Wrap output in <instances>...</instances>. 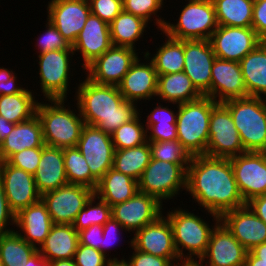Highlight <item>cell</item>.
I'll use <instances>...</instances> for the list:
<instances>
[{
  "label": "cell",
  "instance_id": "cell-22",
  "mask_svg": "<svg viewBox=\"0 0 266 266\" xmlns=\"http://www.w3.org/2000/svg\"><path fill=\"white\" fill-rule=\"evenodd\" d=\"M220 221L247 251L266 242V223L247 204L224 213Z\"/></svg>",
  "mask_w": 266,
  "mask_h": 266
},
{
  "label": "cell",
  "instance_id": "cell-57",
  "mask_svg": "<svg viewBox=\"0 0 266 266\" xmlns=\"http://www.w3.org/2000/svg\"><path fill=\"white\" fill-rule=\"evenodd\" d=\"M15 124L9 122L4 117L0 115V144L5 140L9 133L14 128Z\"/></svg>",
  "mask_w": 266,
  "mask_h": 266
},
{
  "label": "cell",
  "instance_id": "cell-20",
  "mask_svg": "<svg viewBox=\"0 0 266 266\" xmlns=\"http://www.w3.org/2000/svg\"><path fill=\"white\" fill-rule=\"evenodd\" d=\"M48 20L72 46L91 14L88 0H51L48 2Z\"/></svg>",
  "mask_w": 266,
  "mask_h": 266
},
{
  "label": "cell",
  "instance_id": "cell-28",
  "mask_svg": "<svg viewBox=\"0 0 266 266\" xmlns=\"http://www.w3.org/2000/svg\"><path fill=\"white\" fill-rule=\"evenodd\" d=\"M42 124L37 116L15 124L12 131L0 144V162L7 161L13 154L26 148L43 147Z\"/></svg>",
  "mask_w": 266,
  "mask_h": 266
},
{
  "label": "cell",
  "instance_id": "cell-4",
  "mask_svg": "<svg viewBox=\"0 0 266 266\" xmlns=\"http://www.w3.org/2000/svg\"><path fill=\"white\" fill-rule=\"evenodd\" d=\"M231 113L246 152H266V98H233L222 102Z\"/></svg>",
  "mask_w": 266,
  "mask_h": 266
},
{
  "label": "cell",
  "instance_id": "cell-43",
  "mask_svg": "<svg viewBox=\"0 0 266 266\" xmlns=\"http://www.w3.org/2000/svg\"><path fill=\"white\" fill-rule=\"evenodd\" d=\"M164 0H123V10L137 17L144 19L147 23L153 17H158L155 20L156 25L161 31L165 25V20L161 19L156 13L160 12Z\"/></svg>",
  "mask_w": 266,
  "mask_h": 266
},
{
  "label": "cell",
  "instance_id": "cell-36",
  "mask_svg": "<svg viewBox=\"0 0 266 266\" xmlns=\"http://www.w3.org/2000/svg\"><path fill=\"white\" fill-rule=\"evenodd\" d=\"M151 159L150 144L146 143L128 149H115L113 168L139 181Z\"/></svg>",
  "mask_w": 266,
  "mask_h": 266
},
{
  "label": "cell",
  "instance_id": "cell-8",
  "mask_svg": "<svg viewBox=\"0 0 266 266\" xmlns=\"http://www.w3.org/2000/svg\"><path fill=\"white\" fill-rule=\"evenodd\" d=\"M188 165L150 159L138 181L139 192L154 196L161 204L173 199L181 188L186 190Z\"/></svg>",
  "mask_w": 266,
  "mask_h": 266
},
{
  "label": "cell",
  "instance_id": "cell-18",
  "mask_svg": "<svg viewBox=\"0 0 266 266\" xmlns=\"http://www.w3.org/2000/svg\"><path fill=\"white\" fill-rule=\"evenodd\" d=\"M216 56L209 40H184V70L196 89L211 98V69Z\"/></svg>",
  "mask_w": 266,
  "mask_h": 266
},
{
  "label": "cell",
  "instance_id": "cell-49",
  "mask_svg": "<svg viewBox=\"0 0 266 266\" xmlns=\"http://www.w3.org/2000/svg\"><path fill=\"white\" fill-rule=\"evenodd\" d=\"M129 243L134 250L128 260L131 266H175L169 259L141 252L132 246V241Z\"/></svg>",
  "mask_w": 266,
  "mask_h": 266
},
{
  "label": "cell",
  "instance_id": "cell-50",
  "mask_svg": "<svg viewBox=\"0 0 266 266\" xmlns=\"http://www.w3.org/2000/svg\"><path fill=\"white\" fill-rule=\"evenodd\" d=\"M15 215L16 214L10 209L7 197L5 195L4 186L0 180V234L14 231L13 228L10 229L8 225L15 226Z\"/></svg>",
  "mask_w": 266,
  "mask_h": 266
},
{
  "label": "cell",
  "instance_id": "cell-44",
  "mask_svg": "<svg viewBox=\"0 0 266 266\" xmlns=\"http://www.w3.org/2000/svg\"><path fill=\"white\" fill-rule=\"evenodd\" d=\"M46 31L37 38V47L39 48V54L53 51V50H63V49H72V46L64 39L61 33L57 28L51 23L50 20H47Z\"/></svg>",
  "mask_w": 266,
  "mask_h": 266
},
{
  "label": "cell",
  "instance_id": "cell-10",
  "mask_svg": "<svg viewBox=\"0 0 266 266\" xmlns=\"http://www.w3.org/2000/svg\"><path fill=\"white\" fill-rule=\"evenodd\" d=\"M74 54L73 49H63L45 52L37 56L39 58L40 87L45 99L67 100L71 71L70 58Z\"/></svg>",
  "mask_w": 266,
  "mask_h": 266
},
{
  "label": "cell",
  "instance_id": "cell-14",
  "mask_svg": "<svg viewBox=\"0 0 266 266\" xmlns=\"http://www.w3.org/2000/svg\"><path fill=\"white\" fill-rule=\"evenodd\" d=\"M85 158L91 174L99 180L113 168L115 148L110 134L85 124L76 146Z\"/></svg>",
  "mask_w": 266,
  "mask_h": 266
},
{
  "label": "cell",
  "instance_id": "cell-6",
  "mask_svg": "<svg viewBox=\"0 0 266 266\" xmlns=\"http://www.w3.org/2000/svg\"><path fill=\"white\" fill-rule=\"evenodd\" d=\"M166 215L171 223L174 245L180 260H200L207 250L213 228L219 222H214L212 227L198 215L179 207ZM184 249L188 251L187 255L183 253Z\"/></svg>",
  "mask_w": 266,
  "mask_h": 266
},
{
  "label": "cell",
  "instance_id": "cell-48",
  "mask_svg": "<svg viewBox=\"0 0 266 266\" xmlns=\"http://www.w3.org/2000/svg\"><path fill=\"white\" fill-rule=\"evenodd\" d=\"M176 123H154L146 131L148 142L174 141L177 140ZM150 131V132H149Z\"/></svg>",
  "mask_w": 266,
  "mask_h": 266
},
{
  "label": "cell",
  "instance_id": "cell-17",
  "mask_svg": "<svg viewBox=\"0 0 266 266\" xmlns=\"http://www.w3.org/2000/svg\"><path fill=\"white\" fill-rule=\"evenodd\" d=\"M162 205L154 196L138 191L129 200L111 206V215L125 232H136L162 215Z\"/></svg>",
  "mask_w": 266,
  "mask_h": 266
},
{
  "label": "cell",
  "instance_id": "cell-3",
  "mask_svg": "<svg viewBox=\"0 0 266 266\" xmlns=\"http://www.w3.org/2000/svg\"><path fill=\"white\" fill-rule=\"evenodd\" d=\"M46 101L51 104L38 102L36 109L42 124L44 144L61 149L76 147L85 125L80 112H73L69 106L66 108L64 99Z\"/></svg>",
  "mask_w": 266,
  "mask_h": 266
},
{
  "label": "cell",
  "instance_id": "cell-23",
  "mask_svg": "<svg viewBox=\"0 0 266 266\" xmlns=\"http://www.w3.org/2000/svg\"><path fill=\"white\" fill-rule=\"evenodd\" d=\"M150 58L149 51L144 54V60H149V63H141L138 57L118 85L125 100L137 104L156 96L158 74Z\"/></svg>",
  "mask_w": 266,
  "mask_h": 266
},
{
  "label": "cell",
  "instance_id": "cell-63",
  "mask_svg": "<svg viewBox=\"0 0 266 266\" xmlns=\"http://www.w3.org/2000/svg\"><path fill=\"white\" fill-rule=\"evenodd\" d=\"M176 266H206V265H203V263H201L199 260H193V261L184 260L180 261V263H178Z\"/></svg>",
  "mask_w": 266,
  "mask_h": 266
},
{
  "label": "cell",
  "instance_id": "cell-41",
  "mask_svg": "<svg viewBox=\"0 0 266 266\" xmlns=\"http://www.w3.org/2000/svg\"><path fill=\"white\" fill-rule=\"evenodd\" d=\"M111 217V206L93 194L78 213L73 226L79 232L92 225L103 226Z\"/></svg>",
  "mask_w": 266,
  "mask_h": 266
},
{
  "label": "cell",
  "instance_id": "cell-29",
  "mask_svg": "<svg viewBox=\"0 0 266 266\" xmlns=\"http://www.w3.org/2000/svg\"><path fill=\"white\" fill-rule=\"evenodd\" d=\"M79 244V234L73 224H53L38 251L48 262L74 259Z\"/></svg>",
  "mask_w": 266,
  "mask_h": 266
},
{
  "label": "cell",
  "instance_id": "cell-47",
  "mask_svg": "<svg viewBox=\"0 0 266 266\" xmlns=\"http://www.w3.org/2000/svg\"><path fill=\"white\" fill-rule=\"evenodd\" d=\"M110 259L117 258H107V256L98 249L83 244H78L74 256L76 266H107Z\"/></svg>",
  "mask_w": 266,
  "mask_h": 266
},
{
  "label": "cell",
  "instance_id": "cell-34",
  "mask_svg": "<svg viewBox=\"0 0 266 266\" xmlns=\"http://www.w3.org/2000/svg\"><path fill=\"white\" fill-rule=\"evenodd\" d=\"M32 90L24 88L20 93L0 96V115L9 122L18 124L36 115L38 100Z\"/></svg>",
  "mask_w": 266,
  "mask_h": 266
},
{
  "label": "cell",
  "instance_id": "cell-46",
  "mask_svg": "<svg viewBox=\"0 0 266 266\" xmlns=\"http://www.w3.org/2000/svg\"><path fill=\"white\" fill-rule=\"evenodd\" d=\"M91 14L110 24L123 10V0H88Z\"/></svg>",
  "mask_w": 266,
  "mask_h": 266
},
{
  "label": "cell",
  "instance_id": "cell-51",
  "mask_svg": "<svg viewBox=\"0 0 266 266\" xmlns=\"http://www.w3.org/2000/svg\"><path fill=\"white\" fill-rule=\"evenodd\" d=\"M121 229L122 231H124L123 230L124 227L118 221L114 220L112 217L103 225V236H102V245H100V252H102L105 256L108 257L106 251L110 247H112V244H114L115 241L119 238L118 232L120 233Z\"/></svg>",
  "mask_w": 266,
  "mask_h": 266
},
{
  "label": "cell",
  "instance_id": "cell-13",
  "mask_svg": "<svg viewBox=\"0 0 266 266\" xmlns=\"http://www.w3.org/2000/svg\"><path fill=\"white\" fill-rule=\"evenodd\" d=\"M136 51L130 47L112 45L85 69L88 73L86 77L99 85L118 86L138 58Z\"/></svg>",
  "mask_w": 266,
  "mask_h": 266
},
{
  "label": "cell",
  "instance_id": "cell-62",
  "mask_svg": "<svg viewBox=\"0 0 266 266\" xmlns=\"http://www.w3.org/2000/svg\"><path fill=\"white\" fill-rule=\"evenodd\" d=\"M107 266H131L128 261H126L124 258L119 259H110L107 263Z\"/></svg>",
  "mask_w": 266,
  "mask_h": 266
},
{
  "label": "cell",
  "instance_id": "cell-35",
  "mask_svg": "<svg viewBox=\"0 0 266 266\" xmlns=\"http://www.w3.org/2000/svg\"><path fill=\"white\" fill-rule=\"evenodd\" d=\"M219 26L251 27L254 0H213Z\"/></svg>",
  "mask_w": 266,
  "mask_h": 266
},
{
  "label": "cell",
  "instance_id": "cell-16",
  "mask_svg": "<svg viewBox=\"0 0 266 266\" xmlns=\"http://www.w3.org/2000/svg\"><path fill=\"white\" fill-rule=\"evenodd\" d=\"M131 241L135 249L167 258L175 266L179 263L178 261H181L174 245L171 223L163 214L154 222L134 232Z\"/></svg>",
  "mask_w": 266,
  "mask_h": 266
},
{
  "label": "cell",
  "instance_id": "cell-19",
  "mask_svg": "<svg viewBox=\"0 0 266 266\" xmlns=\"http://www.w3.org/2000/svg\"><path fill=\"white\" fill-rule=\"evenodd\" d=\"M0 180L10 209L15 214L41 200L33 174L16 168L7 161L0 162Z\"/></svg>",
  "mask_w": 266,
  "mask_h": 266
},
{
  "label": "cell",
  "instance_id": "cell-42",
  "mask_svg": "<svg viewBox=\"0 0 266 266\" xmlns=\"http://www.w3.org/2000/svg\"><path fill=\"white\" fill-rule=\"evenodd\" d=\"M149 144L151 159L175 164H189L193 158L178 140L149 142Z\"/></svg>",
  "mask_w": 266,
  "mask_h": 266
},
{
  "label": "cell",
  "instance_id": "cell-45",
  "mask_svg": "<svg viewBox=\"0 0 266 266\" xmlns=\"http://www.w3.org/2000/svg\"><path fill=\"white\" fill-rule=\"evenodd\" d=\"M41 158V147L26 148L21 152L13 154L7 162L19 169H23L25 172L34 174L39 165Z\"/></svg>",
  "mask_w": 266,
  "mask_h": 266
},
{
  "label": "cell",
  "instance_id": "cell-55",
  "mask_svg": "<svg viewBox=\"0 0 266 266\" xmlns=\"http://www.w3.org/2000/svg\"><path fill=\"white\" fill-rule=\"evenodd\" d=\"M17 76L12 70L0 67V96L20 93L24 88L16 86Z\"/></svg>",
  "mask_w": 266,
  "mask_h": 266
},
{
  "label": "cell",
  "instance_id": "cell-5",
  "mask_svg": "<svg viewBox=\"0 0 266 266\" xmlns=\"http://www.w3.org/2000/svg\"><path fill=\"white\" fill-rule=\"evenodd\" d=\"M218 102L208 96L177 104V140L192 156L206 155L212 108Z\"/></svg>",
  "mask_w": 266,
  "mask_h": 266
},
{
  "label": "cell",
  "instance_id": "cell-64",
  "mask_svg": "<svg viewBox=\"0 0 266 266\" xmlns=\"http://www.w3.org/2000/svg\"><path fill=\"white\" fill-rule=\"evenodd\" d=\"M262 44L266 47V36L261 39Z\"/></svg>",
  "mask_w": 266,
  "mask_h": 266
},
{
  "label": "cell",
  "instance_id": "cell-56",
  "mask_svg": "<svg viewBox=\"0 0 266 266\" xmlns=\"http://www.w3.org/2000/svg\"><path fill=\"white\" fill-rule=\"evenodd\" d=\"M246 204L261 220L266 223V194L252 198Z\"/></svg>",
  "mask_w": 266,
  "mask_h": 266
},
{
  "label": "cell",
  "instance_id": "cell-38",
  "mask_svg": "<svg viewBox=\"0 0 266 266\" xmlns=\"http://www.w3.org/2000/svg\"><path fill=\"white\" fill-rule=\"evenodd\" d=\"M37 251L38 248L26 242L18 231L0 234L2 266H23Z\"/></svg>",
  "mask_w": 266,
  "mask_h": 266
},
{
  "label": "cell",
  "instance_id": "cell-31",
  "mask_svg": "<svg viewBox=\"0 0 266 266\" xmlns=\"http://www.w3.org/2000/svg\"><path fill=\"white\" fill-rule=\"evenodd\" d=\"M156 96L168 104H183L199 99L203 95L196 89L192 80L182 71L158 75Z\"/></svg>",
  "mask_w": 266,
  "mask_h": 266
},
{
  "label": "cell",
  "instance_id": "cell-15",
  "mask_svg": "<svg viewBox=\"0 0 266 266\" xmlns=\"http://www.w3.org/2000/svg\"><path fill=\"white\" fill-rule=\"evenodd\" d=\"M209 41L216 58L236 62H240L261 43L252 27L219 25Z\"/></svg>",
  "mask_w": 266,
  "mask_h": 266
},
{
  "label": "cell",
  "instance_id": "cell-12",
  "mask_svg": "<svg viewBox=\"0 0 266 266\" xmlns=\"http://www.w3.org/2000/svg\"><path fill=\"white\" fill-rule=\"evenodd\" d=\"M94 194L83 185L66 184L41 196L54 224H73L78 213Z\"/></svg>",
  "mask_w": 266,
  "mask_h": 266
},
{
  "label": "cell",
  "instance_id": "cell-9",
  "mask_svg": "<svg viewBox=\"0 0 266 266\" xmlns=\"http://www.w3.org/2000/svg\"><path fill=\"white\" fill-rule=\"evenodd\" d=\"M245 152L231 113L222 102H218L210 115L206 155L231 158Z\"/></svg>",
  "mask_w": 266,
  "mask_h": 266
},
{
  "label": "cell",
  "instance_id": "cell-27",
  "mask_svg": "<svg viewBox=\"0 0 266 266\" xmlns=\"http://www.w3.org/2000/svg\"><path fill=\"white\" fill-rule=\"evenodd\" d=\"M53 224L46 205L42 200L29 205L15 215V225L22 231L19 233L20 236L35 248L44 243Z\"/></svg>",
  "mask_w": 266,
  "mask_h": 266
},
{
  "label": "cell",
  "instance_id": "cell-39",
  "mask_svg": "<svg viewBox=\"0 0 266 266\" xmlns=\"http://www.w3.org/2000/svg\"><path fill=\"white\" fill-rule=\"evenodd\" d=\"M63 158L68 183L83 185L95 190L98 180L91 174L79 149L77 147L64 148Z\"/></svg>",
  "mask_w": 266,
  "mask_h": 266
},
{
  "label": "cell",
  "instance_id": "cell-11",
  "mask_svg": "<svg viewBox=\"0 0 266 266\" xmlns=\"http://www.w3.org/2000/svg\"><path fill=\"white\" fill-rule=\"evenodd\" d=\"M245 203L266 194V152H245L230 158Z\"/></svg>",
  "mask_w": 266,
  "mask_h": 266
},
{
  "label": "cell",
  "instance_id": "cell-26",
  "mask_svg": "<svg viewBox=\"0 0 266 266\" xmlns=\"http://www.w3.org/2000/svg\"><path fill=\"white\" fill-rule=\"evenodd\" d=\"M33 176L41 196L68 184L63 149L46 145L41 147V158Z\"/></svg>",
  "mask_w": 266,
  "mask_h": 266
},
{
  "label": "cell",
  "instance_id": "cell-60",
  "mask_svg": "<svg viewBox=\"0 0 266 266\" xmlns=\"http://www.w3.org/2000/svg\"><path fill=\"white\" fill-rule=\"evenodd\" d=\"M244 266H266V262H259V258L251 251H247Z\"/></svg>",
  "mask_w": 266,
  "mask_h": 266
},
{
  "label": "cell",
  "instance_id": "cell-21",
  "mask_svg": "<svg viewBox=\"0 0 266 266\" xmlns=\"http://www.w3.org/2000/svg\"><path fill=\"white\" fill-rule=\"evenodd\" d=\"M246 254L244 246L220 221L213 228L207 250L199 261L208 260L207 266H244Z\"/></svg>",
  "mask_w": 266,
  "mask_h": 266
},
{
  "label": "cell",
  "instance_id": "cell-2",
  "mask_svg": "<svg viewBox=\"0 0 266 266\" xmlns=\"http://www.w3.org/2000/svg\"><path fill=\"white\" fill-rule=\"evenodd\" d=\"M77 88L75 101L84 123L110 135L140 112L137 104L124 99L118 86L99 85L86 77Z\"/></svg>",
  "mask_w": 266,
  "mask_h": 266
},
{
  "label": "cell",
  "instance_id": "cell-52",
  "mask_svg": "<svg viewBox=\"0 0 266 266\" xmlns=\"http://www.w3.org/2000/svg\"><path fill=\"white\" fill-rule=\"evenodd\" d=\"M252 28L260 39L266 36V0H254Z\"/></svg>",
  "mask_w": 266,
  "mask_h": 266
},
{
  "label": "cell",
  "instance_id": "cell-1",
  "mask_svg": "<svg viewBox=\"0 0 266 266\" xmlns=\"http://www.w3.org/2000/svg\"><path fill=\"white\" fill-rule=\"evenodd\" d=\"M215 222L231 210L246 205L235 180L230 158L193 156L187 168L186 192Z\"/></svg>",
  "mask_w": 266,
  "mask_h": 266
},
{
  "label": "cell",
  "instance_id": "cell-25",
  "mask_svg": "<svg viewBox=\"0 0 266 266\" xmlns=\"http://www.w3.org/2000/svg\"><path fill=\"white\" fill-rule=\"evenodd\" d=\"M111 46L109 24L98 16L90 14L72 45V49L74 53L80 52L82 55V70H85Z\"/></svg>",
  "mask_w": 266,
  "mask_h": 266
},
{
  "label": "cell",
  "instance_id": "cell-53",
  "mask_svg": "<svg viewBox=\"0 0 266 266\" xmlns=\"http://www.w3.org/2000/svg\"><path fill=\"white\" fill-rule=\"evenodd\" d=\"M154 107L150 115L148 114L146 119V130L154 123L164 124V123H176L177 121V112L171 111L167 106L159 105Z\"/></svg>",
  "mask_w": 266,
  "mask_h": 266
},
{
  "label": "cell",
  "instance_id": "cell-40",
  "mask_svg": "<svg viewBox=\"0 0 266 266\" xmlns=\"http://www.w3.org/2000/svg\"><path fill=\"white\" fill-rule=\"evenodd\" d=\"M138 113L130 121L123 123L112 134V142L115 149H128L140 146L147 142V131L141 116ZM143 124V125H142Z\"/></svg>",
  "mask_w": 266,
  "mask_h": 266
},
{
  "label": "cell",
  "instance_id": "cell-54",
  "mask_svg": "<svg viewBox=\"0 0 266 266\" xmlns=\"http://www.w3.org/2000/svg\"><path fill=\"white\" fill-rule=\"evenodd\" d=\"M79 244H83L100 251L102 245L103 226L92 225L78 232Z\"/></svg>",
  "mask_w": 266,
  "mask_h": 266
},
{
  "label": "cell",
  "instance_id": "cell-30",
  "mask_svg": "<svg viewBox=\"0 0 266 266\" xmlns=\"http://www.w3.org/2000/svg\"><path fill=\"white\" fill-rule=\"evenodd\" d=\"M138 191L137 180L111 168L98 180L94 194L113 206L129 200Z\"/></svg>",
  "mask_w": 266,
  "mask_h": 266
},
{
  "label": "cell",
  "instance_id": "cell-37",
  "mask_svg": "<svg viewBox=\"0 0 266 266\" xmlns=\"http://www.w3.org/2000/svg\"><path fill=\"white\" fill-rule=\"evenodd\" d=\"M165 42L156 48L151 58L158 75L182 72L184 70V40L174 39L165 34Z\"/></svg>",
  "mask_w": 266,
  "mask_h": 266
},
{
  "label": "cell",
  "instance_id": "cell-33",
  "mask_svg": "<svg viewBox=\"0 0 266 266\" xmlns=\"http://www.w3.org/2000/svg\"><path fill=\"white\" fill-rule=\"evenodd\" d=\"M148 23L129 12H122L109 24L113 46L130 47L136 50L135 42L146 33Z\"/></svg>",
  "mask_w": 266,
  "mask_h": 266
},
{
  "label": "cell",
  "instance_id": "cell-58",
  "mask_svg": "<svg viewBox=\"0 0 266 266\" xmlns=\"http://www.w3.org/2000/svg\"><path fill=\"white\" fill-rule=\"evenodd\" d=\"M23 266H49L48 261L42 257L39 251L32 255Z\"/></svg>",
  "mask_w": 266,
  "mask_h": 266
},
{
  "label": "cell",
  "instance_id": "cell-61",
  "mask_svg": "<svg viewBox=\"0 0 266 266\" xmlns=\"http://www.w3.org/2000/svg\"><path fill=\"white\" fill-rule=\"evenodd\" d=\"M49 266H76L74 259H61L49 261Z\"/></svg>",
  "mask_w": 266,
  "mask_h": 266
},
{
  "label": "cell",
  "instance_id": "cell-7",
  "mask_svg": "<svg viewBox=\"0 0 266 266\" xmlns=\"http://www.w3.org/2000/svg\"><path fill=\"white\" fill-rule=\"evenodd\" d=\"M187 1L176 25L166 21L162 33L178 40H209L218 27L213 1Z\"/></svg>",
  "mask_w": 266,
  "mask_h": 266
},
{
  "label": "cell",
  "instance_id": "cell-32",
  "mask_svg": "<svg viewBox=\"0 0 266 266\" xmlns=\"http://www.w3.org/2000/svg\"><path fill=\"white\" fill-rule=\"evenodd\" d=\"M248 96L266 98V47L261 43L241 61Z\"/></svg>",
  "mask_w": 266,
  "mask_h": 266
},
{
  "label": "cell",
  "instance_id": "cell-24",
  "mask_svg": "<svg viewBox=\"0 0 266 266\" xmlns=\"http://www.w3.org/2000/svg\"><path fill=\"white\" fill-rule=\"evenodd\" d=\"M248 97L240 62L216 58L211 69V99L224 102Z\"/></svg>",
  "mask_w": 266,
  "mask_h": 266
},
{
  "label": "cell",
  "instance_id": "cell-59",
  "mask_svg": "<svg viewBox=\"0 0 266 266\" xmlns=\"http://www.w3.org/2000/svg\"><path fill=\"white\" fill-rule=\"evenodd\" d=\"M257 258H259V262H266V242L255 246L252 250H250Z\"/></svg>",
  "mask_w": 266,
  "mask_h": 266
}]
</instances>
